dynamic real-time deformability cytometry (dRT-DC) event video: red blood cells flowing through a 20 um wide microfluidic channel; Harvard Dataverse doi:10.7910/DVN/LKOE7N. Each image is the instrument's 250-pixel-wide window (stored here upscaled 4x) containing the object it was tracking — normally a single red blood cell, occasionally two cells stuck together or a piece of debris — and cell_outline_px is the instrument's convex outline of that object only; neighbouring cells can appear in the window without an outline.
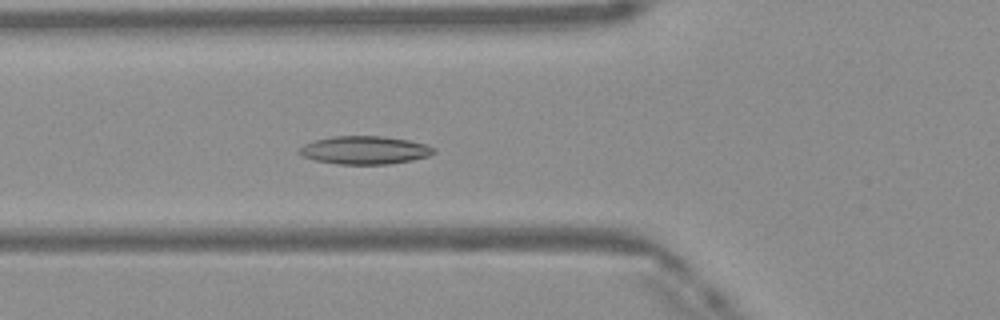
{"species": "Egyptian fruit bat (a non-hibernating species)", "species_latin": "Rousettus aegyptiacus", "temperature_condition": "warm", "stored_images_in_passage": 48, "camera_frame_rate_fps": 3000, "um_per_image_px": 0.085, "frame": {"image": 1, "passage_image": 17, "time_ms": 5.333, "image_size_px": [1000, 320], "cell_outline_px": [[436, 152], [428, 156], [412, 160], [388, 164], [340, 164], [316, 160], [304, 156], [296, 152], [304, 144], [316, 140], [336, 136], [380, 136], [408, 140], [428, 144], [436, 148]], "centroid_in_image_um": [31.05, 12.76], "position_along_channel_um": 94.8, "area_um2": 21.91}}
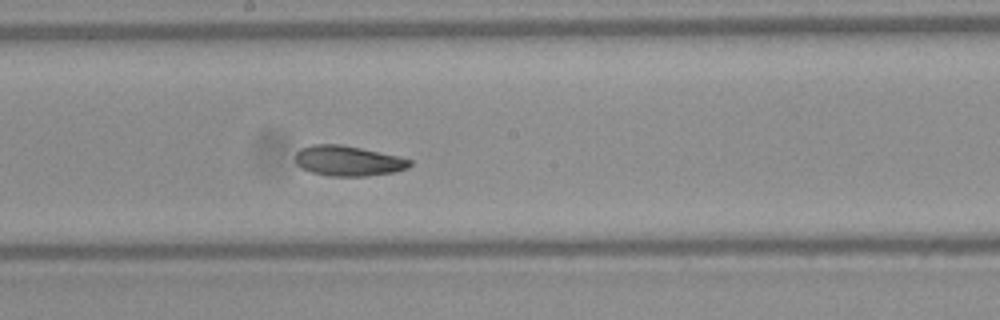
{"frame": {"image": 2, "passage_image": 26, "time_ms": 8.333, "image_size_px": [1000, 320], "cell_outline_px": [[412, 164], [408, 168], [392, 172], [368, 176], [328, 176], [312, 172], [300, 168], [296, 164], [296, 152], [300, 148], [312, 144], [340, 144], [380, 152], [412, 160]], "centroid_in_image_um": [29.56, 13.67], "position_along_channel_um": 218.6, "area_um2": 20.17}}
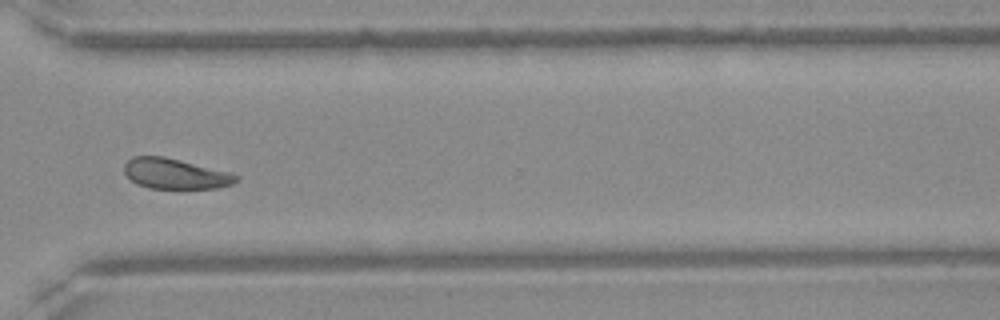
{"frame": {"image": 3, "passage_image": 36, "time_ms": 11.667, "image_size_px": [1000, 320], "cell_outline_px": [[240, 180], [232, 184], [216, 188], [148, 188], [136, 184], [124, 172], [124, 164], [132, 156], [164, 156], [228, 172], [240, 176]], "centroid_in_image_um": [14.88, 14.77], "position_along_channel_um": 355.7, "area_um2": 19.71}, "authors_computed_cell_mechanics": {"area_um2": 21.0103, "velocity_mm_per_s": 4.1038, "shape_relaxation_time_tau1_ms": 7.3251, "shape_relaxation_time_tau2_ms": 4.504, "deformation_change_tau1": 0.1554, "deformation_change_tau2": 0.099}}